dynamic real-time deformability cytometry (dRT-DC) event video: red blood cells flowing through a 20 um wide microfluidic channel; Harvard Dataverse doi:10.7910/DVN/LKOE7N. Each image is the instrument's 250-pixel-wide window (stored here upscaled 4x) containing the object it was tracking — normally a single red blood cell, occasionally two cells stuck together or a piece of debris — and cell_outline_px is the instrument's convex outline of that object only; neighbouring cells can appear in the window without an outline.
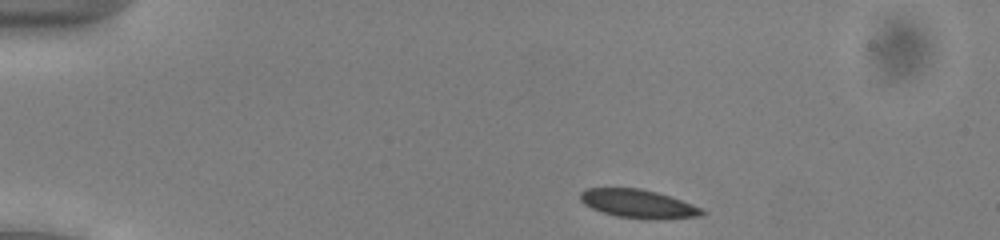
{"species": "common noctule bat (a hibernating species)", "species_latin": "Nyctalus noctula", "temperature_condition": "cold", "stored_images_in_passage": 44, "camera_frame_rate_fps": 3000, "um_per_image_px": 0.085, "animal": {"sex": "male", "body_mass_g": 13.0, "forearm_length_mm": 53.1}, "frame": {"image": 1, "passage_image": 1, "time_ms": 0.0, "image_size_px": [1000, 240], "cell_outline_px": [[708, 212], [704, 216], [648, 220], [616, 216], [600, 212], [584, 204], [580, 200], [580, 192], [588, 188], [640, 188], [656, 192], [692, 204]], "centroid_in_image_um": [54.25, 17.33], "position_along_channel_um": 30.8, "area_um2": 20.29}}
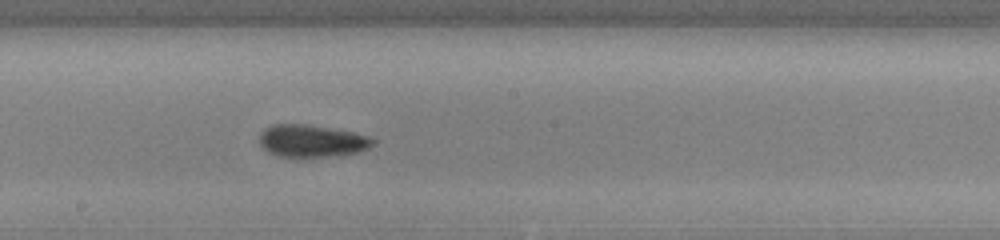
{"frame": {"image": 2, "passage_image": 21, "time_ms": 6.667, "image_size_px": [1000, 240], "cell_outline_px": [[376, 144], [360, 152], [336, 156], [276, 156], [260, 148], [260, 132], [264, 128], [272, 124], [304, 124], [352, 132], [368, 136], [376, 140]], "centroid_in_image_um": [26.49, 11.98], "position_along_channel_um": 221.7, "area_um2": 21.44}}
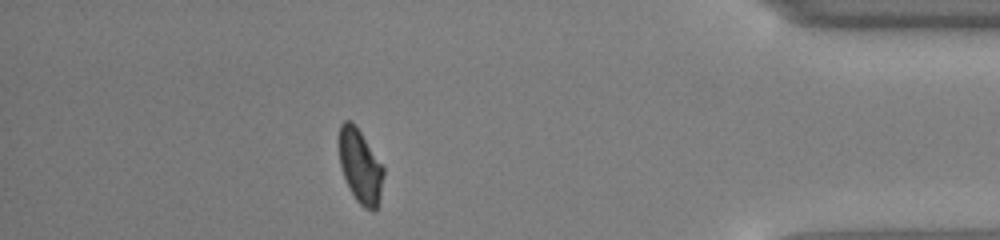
{"frame": {"image": 3, "passage_image": 38, "time_ms": 12.333, "image_size_px": [1000, 240], "cell_outline_px": [[384, 176], [380, 196], [376, 208], [372, 212], [364, 208], [356, 200], [344, 176], [340, 164], [340, 124], [344, 120], [348, 120], [360, 132], [384, 168]], "centroid_in_image_um": [30.64, 14.18], "position_along_channel_um": 404.6, "area_um2": 18.5}, "authors_computed_cell_mechanics": {"area_um2": 20.2589, "velocity_mm_per_s": 3.908, "shape_relaxation_time_tau1_ms": 6.7224, "shape_relaxation_time_tau2_ms": 1.8906, "deformation_change_tau1": 0.1264, "deformation_change_tau2": 0.07}}